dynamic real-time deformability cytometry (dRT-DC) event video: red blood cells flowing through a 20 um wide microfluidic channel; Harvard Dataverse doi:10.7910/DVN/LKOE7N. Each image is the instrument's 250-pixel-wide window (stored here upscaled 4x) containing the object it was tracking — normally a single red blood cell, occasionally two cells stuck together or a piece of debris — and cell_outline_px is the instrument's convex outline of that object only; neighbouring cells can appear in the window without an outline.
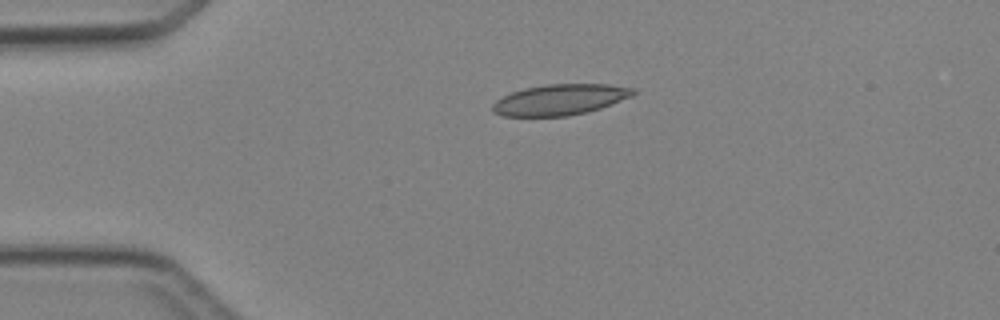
{"species": "Egyptian fruit bat (a non-hibernating species)", "species_latin": "Rousettus aegyptiacus", "temperature_condition": "cold", "stored_images_in_passage": 4, "camera_frame_rate_fps": 3000, "um_per_image_px": 0.085, "animal": {"sex": "female"}, "frame": {"image": 1, "passage_image": 3, "time_ms": 3.333, "image_size_px": [1000, 320], "cell_outline_px": [[636, 92], [632, 96], [600, 108], [568, 116], [504, 116], [492, 112], [492, 104], [496, 100], [512, 92], [524, 88], [544, 84], [608, 84], [636, 88]], "centroid_in_image_um": [47.59, 8.46], "position_along_channel_um": 37.4, "area_um2": 25.2}}